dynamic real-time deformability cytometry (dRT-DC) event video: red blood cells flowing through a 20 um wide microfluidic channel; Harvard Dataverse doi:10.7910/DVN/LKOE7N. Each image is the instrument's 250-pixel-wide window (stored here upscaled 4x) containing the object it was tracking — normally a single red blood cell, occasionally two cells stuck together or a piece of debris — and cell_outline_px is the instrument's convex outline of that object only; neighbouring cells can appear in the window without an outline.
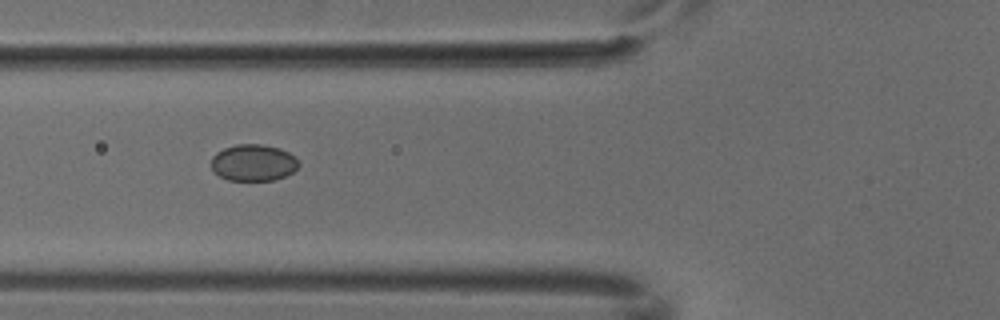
{"species": "common noctule bat (a hibernating species)", "species_latin": "Nyctalus noctula", "temperature_condition": "cold", "stored_images_in_passage": 7, "camera_frame_rate_fps": 3000, "um_per_image_px": 0.085, "animal": {"sex": "male", "body_mass_g": 18.8}, "frame": {"image": 1, "passage_image": 5, "time_ms": 1.333, "image_size_px": [1000, 320], "cell_outline_px": [[300, 164], [292, 172], [276, 180], [228, 180], [220, 176], [212, 168], [212, 156], [216, 152], [224, 148], [236, 144], [260, 144], [280, 148], [288, 152]], "centroid_in_image_um": [21.52, 13.82], "position_along_channel_um": 104.3, "area_um2": 18.5}}
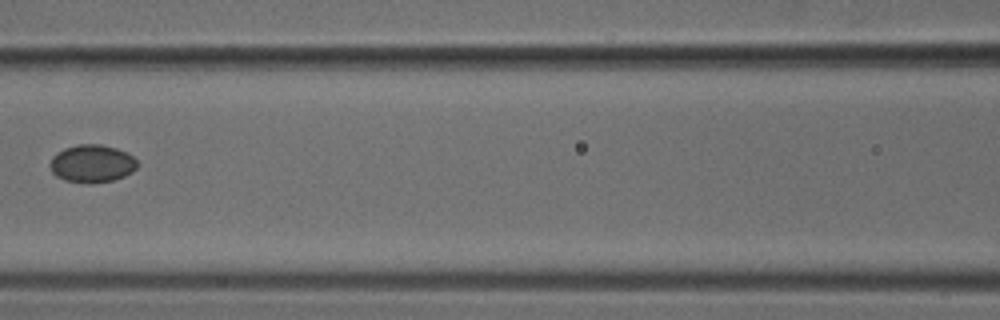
{"frame": {"image": 2, "passage_image": 6, "time_ms": 1.667, "image_size_px": [1000, 320], "cell_outline_px": [[136, 168], [132, 172], [124, 176], [112, 180], [92, 184], [64, 180], [56, 176], [52, 172], [48, 164], [52, 156], [56, 152], [64, 148], [76, 144], [100, 144], [116, 148], [132, 156], [136, 160]], "centroid_in_image_um": [7.76, 13.9], "position_along_channel_um": 158.8, "area_um2": 19.31}}
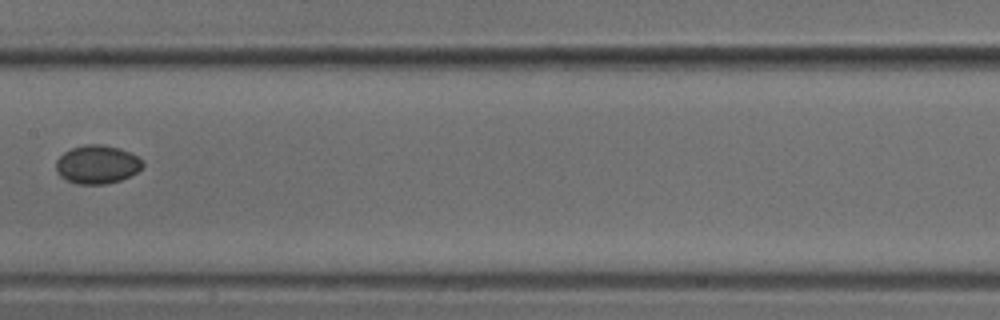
{"frame": {"image": 3, "passage_image": 7, "time_ms": 2.0, "image_size_px": [1000, 320], "cell_outline_px": [[144, 164], [136, 172], [120, 180], [104, 184], [76, 184], [60, 176], [56, 172], [56, 160], [64, 152], [72, 148], [84, 144], [100, 144], [120, 148], [144, 160]], "centroid_in_image_um": [8.24, 13.97], "position_along_channel_um": 199.2, "area_um2": 19.36}}